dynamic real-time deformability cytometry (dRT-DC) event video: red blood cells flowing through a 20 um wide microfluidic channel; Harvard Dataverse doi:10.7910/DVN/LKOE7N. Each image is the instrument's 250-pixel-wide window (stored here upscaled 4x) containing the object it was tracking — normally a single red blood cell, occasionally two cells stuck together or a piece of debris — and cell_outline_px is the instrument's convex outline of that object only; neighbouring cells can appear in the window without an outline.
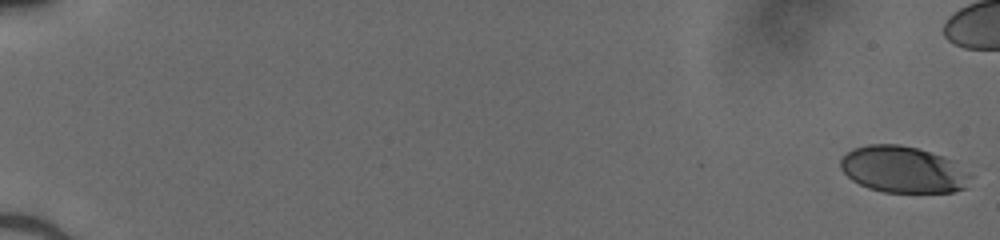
{"species": "human", "species_latin": "Homo sapiens", "temperature_condition": "cold", "stored_images_in_passage": 47, "camera_frame_rate_fps": 3000, "um_per_image_px": 0.085, "donor": {"sex": "male"}, "frame": {"image": 1, "passage_image": 1, "time_ms": 0.0, "image_size_px": [1000, 240], "cell_outline_px": [[972, 176], [964, 188], [952, 192], [884, 192], [868, 188], [852, 180], [840, 168], [840, 160], [852, 148], [868, 144], [900, 144], [916, 148], [944, 156], [956, 160]], "centroid_in_image_um": [76.78, 14.4], "position_along_channel_um": 8.2, "area_um2": 35.37}}
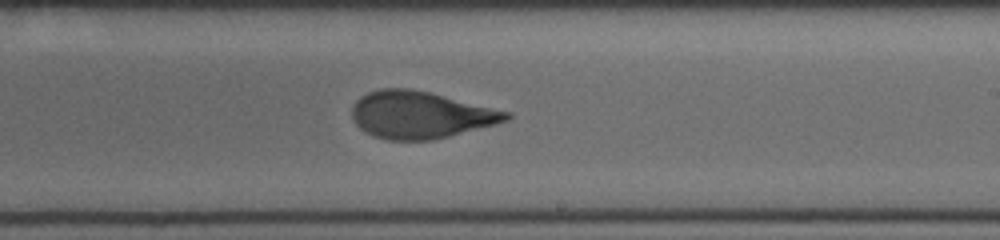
{"frame": {"image": 2, "passage_image": 34, "time_ms": 11.0, "image_size_px": [1000, 240], "cell_outline_px": [[512, 116], [508, 120], [496, 124], [432, 140], [388, 140], [372, 136], [364, 132], [352, 120], [352, 104], [360, 96], [368, 92], [380, 88], [408, 88], [432, 92], [512, 112]], "centroid_in_image_um": [35.72, 9.75], "position_along_channel_um": 253.3, "area_um2": 42.77}}
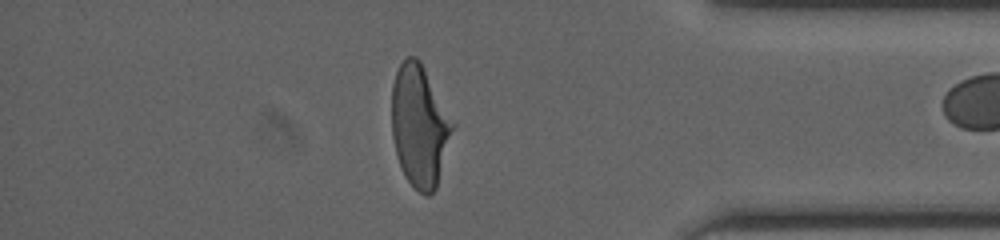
{"frame": {"image": 3, "passage_image": 46, "time_ms": 15.0, "image_size_px": [1000, 240], "cell_outline_px": [[456, 124], [436, 188], [428, 196], [424, 196], [404, 176], [396, 152], [392, 136], [392, 84], [396, 72], [400, 64], [408, 56], [416, 56], [420, 60]], "centroid_in_image_um": [35.68, 10.68], "position_along_channel_um": 399.5, "area_um2": 43.29}}